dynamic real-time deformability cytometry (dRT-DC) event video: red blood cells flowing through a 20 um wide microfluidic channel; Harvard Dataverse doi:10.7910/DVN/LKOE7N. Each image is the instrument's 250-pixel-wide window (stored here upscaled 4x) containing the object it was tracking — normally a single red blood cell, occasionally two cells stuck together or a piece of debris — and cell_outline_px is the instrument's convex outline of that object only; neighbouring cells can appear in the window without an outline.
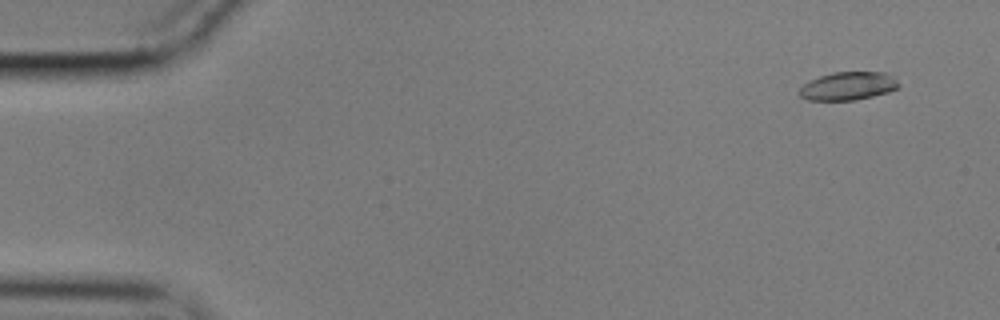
{"species": "common noctule bat (a hibernating species)", "species_latin": "Nyctalus noctula", "temperature_condition": "cold", "stored_images_in_passage": 57, "camera_frame_rate_fps": 3000, "um_per_image_px": 0.085, "animal": {"sex": "male", "body_mass_g": 17.9}, "frame": {"image": 1, "passage_image": 4, "time_ms": 1.0, "image_size_px": [1000, 320], "cell_outline_px": [[900, 84], [896, 88], [888, 92], [856, 100], [808, 100], [800, 96], [800, 88], [804, 84], [820, 76], [832, 72], [884, 72], [896, 76]], "centroid_in_image_um": [72.14, 7.3], "position_along_channel_um": 12.9, "area_um2": 16.3}}
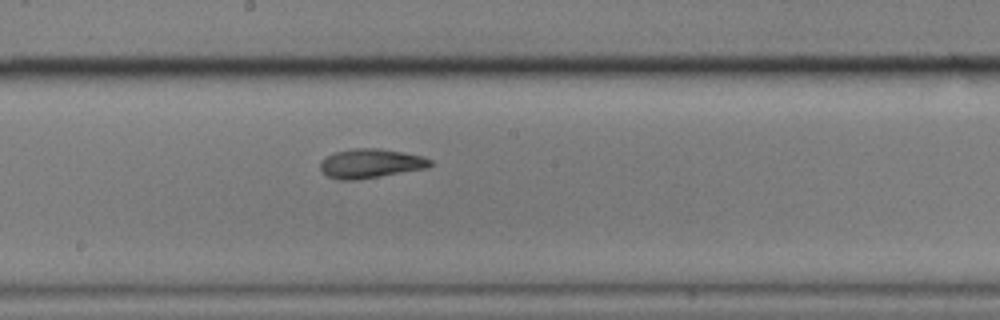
{"frame": {"image": 2, "passage_image": 31, "time_ms": 10.0, "image_size_px": [1000, 320], "cell_outline_px": [[432, 164], [428, 168], [356, 180], [340, 180], [328, 176], [320, 168], [320, 160], [336, 152], [352, 148], [376, 148], [424, 156], [432, 160]], "centroid_in_image_um": [31.51, 13.89], "position_along_channel_um": 216.7, "area_um2": 18.61}}
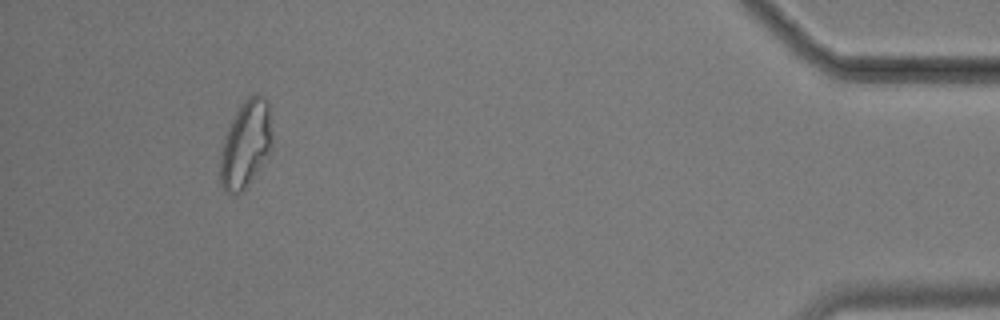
{"frame": {"image": 3, "passage_image": 53, "time_ms": 17.333, "image_size_px": [1000, 320], "cell_outline_px": [[272, 148], [244, 188], [236, 196], [232, 196], [224, 192], [220, 184], [220, 156], [224, 140], [228, 128], [236, 112], [244, 100], [248, 96], [256, 92], [264, 96], [268, 100], [272, 132]], "centroid_in_image_um": [20.88, 12.23], "position_along_channel_um": 414.3, "area_um2": 26.3}, "authors_computed_cell_mechanics": {"area_um2": 18.3804, "velocity_mm_per_s": 3.5593, "shape_relaxation_time_tau1_ms": 4.0142, "shape_relaxation_time_tau2_ms": 3.3069, "deformation_change_tau1": 0.1405, "deformation_change_tau2": 0.0976}}